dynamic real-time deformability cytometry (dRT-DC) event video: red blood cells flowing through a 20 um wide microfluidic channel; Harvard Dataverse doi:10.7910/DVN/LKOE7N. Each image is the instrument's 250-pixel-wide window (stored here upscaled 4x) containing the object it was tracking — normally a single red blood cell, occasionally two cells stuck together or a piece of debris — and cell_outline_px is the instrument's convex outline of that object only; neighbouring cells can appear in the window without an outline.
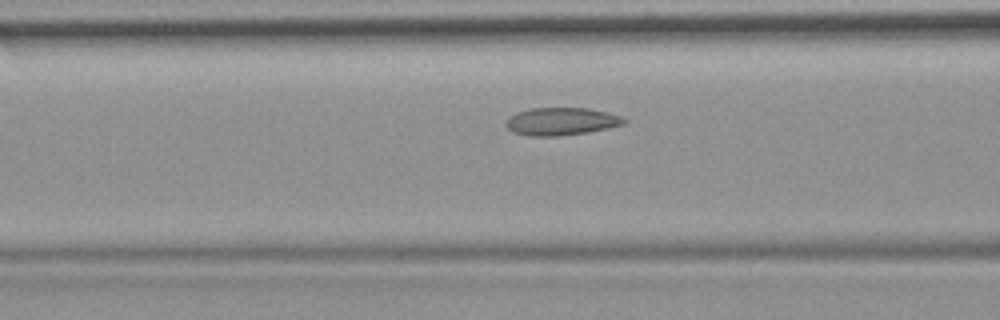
{"species": "common noctule bat (a hibernating species)", "species_latin": "Nyctalus noctula", "temperature_condition": "room temperature", "stored_images_in_passage": 5, "camera_frame_rate_fps": 3000, "um_per_image_px": 0.085, "animal": {"sex": "female", "body_mass_g": 19.9}, "frame": {"image": 1, "passage_image": 5, "time_ms": 1.333, "image_size_px": [1000, 320], "cell_outline_px": [[628, 120], [624, 124], [608, 128], [588, 132], [556, 136], [532, 136], [512, 132], [504, 124], [504, 120], [508, 116], [516, 112], [532, 108], [588, 108], [608, 112], [620, 116]], "centroid_in_image_um": [47.67, 10.31], "position_along_channel_um": 118.9, "area_um2": 19.19}}